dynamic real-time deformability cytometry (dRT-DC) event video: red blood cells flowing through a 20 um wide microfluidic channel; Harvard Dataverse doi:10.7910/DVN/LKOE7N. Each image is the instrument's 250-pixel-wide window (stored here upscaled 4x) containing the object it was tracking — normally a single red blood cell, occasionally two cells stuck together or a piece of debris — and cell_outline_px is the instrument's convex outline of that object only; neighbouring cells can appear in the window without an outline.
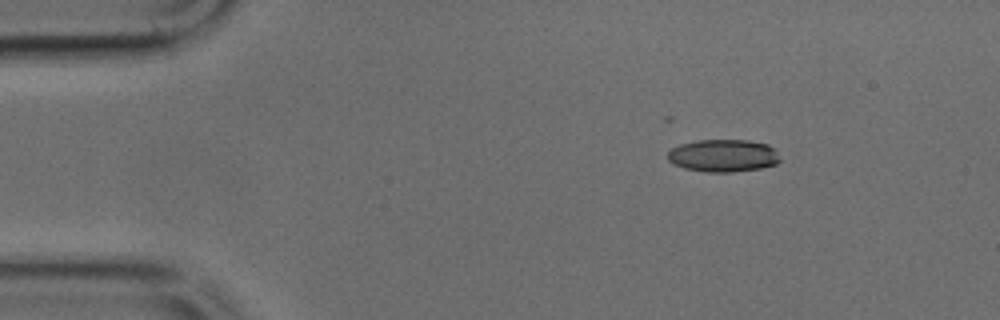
{"species": "common noctule bat (a hibernating species)", "species_latin": "Nyctalus noctula", "temperature_condition": "cold", "stored_images_in_passage": 30, "camera_frame_rate_fps": 3000, "um_per_image_px": 0.085, "animal": {"sex": "male", "body_mass_g": 17.9, "forearm_length_mm": 54.2}, "frame": {"image": 1, "passage_image": 1, "time_ms": 0.0, "image_size_px": [1000, 320], "cell_outline_px": [[780, 160], [776, 164], [760, 168], [732, 172], [704, 172], [684, 168], [672, 164], [668, 160], [668, 152], [672, 148], [680, 144], [696, 140], [748, 140], [768, 144], [776, 148]], "centroid_in_image_um": [61.48, 13.22], "position_along_channel_um": 23.5, "area_um2": 21.5}}
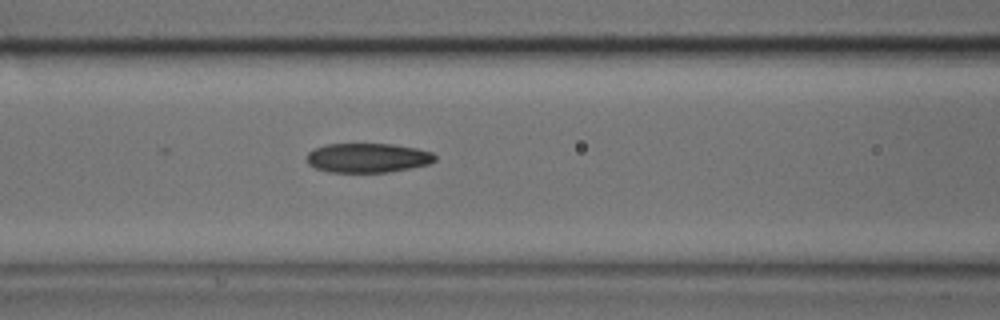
{"frame": {"image": 2, "passage_image": 14, "time_ms": 4.333, "image_size_px": [1000, 320], "cell_outline_px": [[436, 160], [428, 164], [388, 172], [328, 172], [316, 168], [308, 164], [308, 152], [312, 148], [324, 144], [392, 144], [416, 148], [432, 152], [436, 156]], "centroid_in_image_um": [31.23, 13.41], "position_along_channel_um": 135.4, "area_um2": 21.96}}
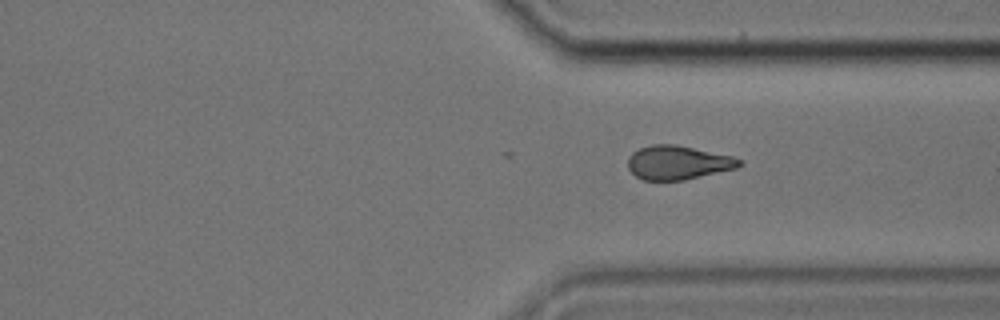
{"frame": {"image": 3, "passage_image": 30, "time_ms": 9.667, "image_size_px": [1000, 320], "cell_outline_px": [[744, 164], [736, 168], [684, 180], [644, 180], [636, 176], [628, 168], [628, 156], [632, 152], [640, 148], [652, 144], [676, 144], [732, 156], [740, 160]], "centroid_in_image_um": [57.61, 13.81], "position_along_channel_um": 353.8, "area_um2": 21.96}}